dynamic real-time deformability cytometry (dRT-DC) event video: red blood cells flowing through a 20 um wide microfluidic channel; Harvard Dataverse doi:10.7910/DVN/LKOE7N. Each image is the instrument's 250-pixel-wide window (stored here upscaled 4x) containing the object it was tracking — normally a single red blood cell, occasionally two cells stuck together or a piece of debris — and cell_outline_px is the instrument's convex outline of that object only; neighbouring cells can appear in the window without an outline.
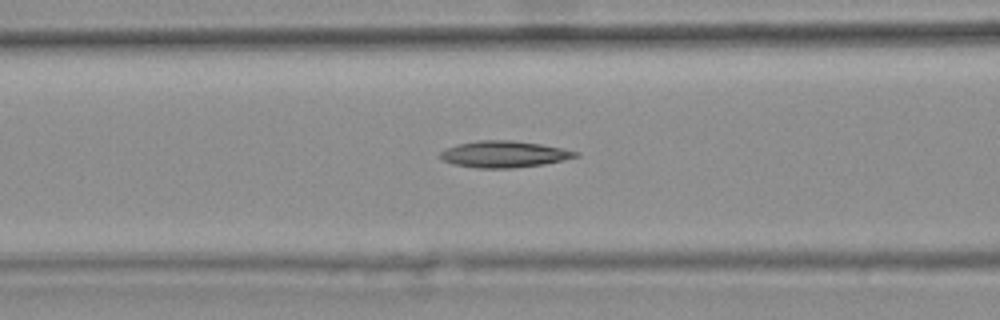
{"species": "common noctule bat (a hibernating species)", "species_latin": "Nyctalus noctula", "temperature_condition": "warm", "stored_images_in_passage": 48, "camera_frame_rate_fps": 3000, "um_per_image_px": 0.085, "animal": {"sex": "female", "body_mass_g": 25.1}, "frame": {"image": 1, "passage_image": 21, "time_ms": 6.667, "image_size_px": [1000, 320], "cell_outline_px": [[580, 156], [544, 164], [512, 168], [476, 168], [452, 164], [436, 156], [440, 152], [456, 144], [476, 140], [512, 140], [540, 144], [580, 152]], "centroid_in_image_um": [42.81, 13.1], "position_along_channel_um": 123.8, "area_um2": 20.98}}